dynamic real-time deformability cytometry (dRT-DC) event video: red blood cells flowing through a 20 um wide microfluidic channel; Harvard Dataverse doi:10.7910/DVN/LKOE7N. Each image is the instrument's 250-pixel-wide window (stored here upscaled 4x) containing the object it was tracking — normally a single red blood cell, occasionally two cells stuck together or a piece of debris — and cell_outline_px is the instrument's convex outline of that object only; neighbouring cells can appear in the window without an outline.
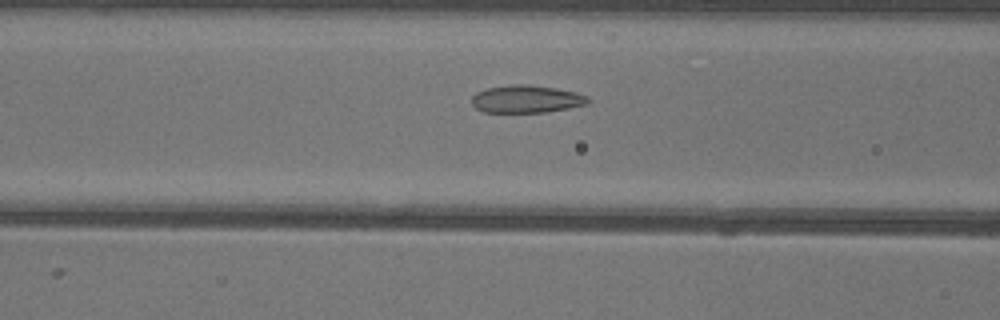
{"species": "common noctule bat (a hibernating species)", "species_latin": "Nyctalus noctula", "temperature_condition": "warm", "stored_images_in_passage": 27, "camera_frame_rate_fps": 3000, "um_per_image_px": 0.085, "animal": {"sex": "female"}, "frame": {"image": 1, "passage_image": 11, "time_ms": 3.333, "image_size_px": [1000, 320], "cell_outline_px": [[592, 100], [588, 104], [568, 108], [544, 112], [484, 112], [476, 108], [472, 104], [472, 96], [476, 92], [488, 88], [512, 84], [528, 84], [556, 88], [576, 92], [588, 96]], "centroid_in_image_um": [44.77, 8.41], "position_along_channel_um": 121.8, "area_um2": 18.79}}
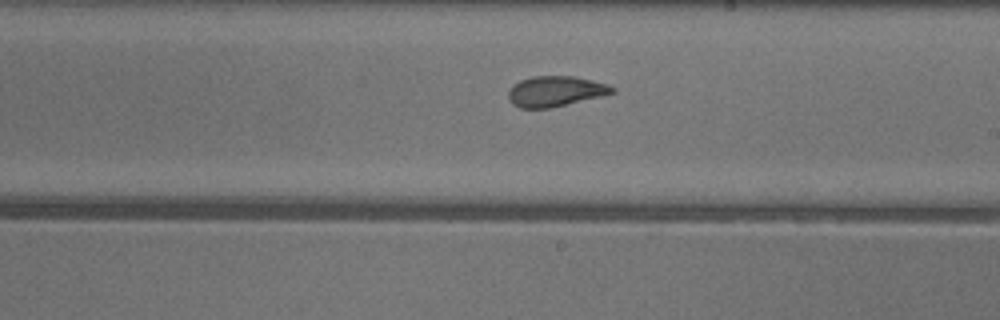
{"frame": {"image": 2, "passage_image": 20, "time_ms": 6.333, "image_size_px": [1000, 320], "cell_outline_px": [[616, 92], [552, 108], [520, 108], [512, 104], [508, 96], [508, 92], [512, 84], [520, 80], [532, 76], [572, 76], [592, 80], [608, 84], [616, 88]], "centroid_in_image_um": [47.19, 7.76], "position_along_channel_um": 241.8, "area_um2": 18.5}}
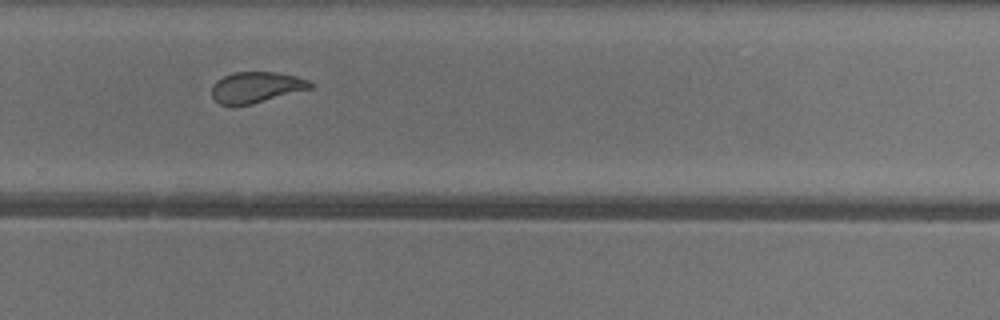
{"frame": {"image": 3, "passage_image": 25, "time_ms": 8.0, "image_size_px": [1000, 320], "cell_outline_px": [[312, 88], [252, 104], [220, 104], [212, 96], [212, 84], [216, 80], [232, 72], [276, 72], [296, 76], [308, 80], [312, 84]], "centroid_in_image_um": [21.77, 7.4], "position_along_channel_um": 308.0, "area_um2": 17.57}}